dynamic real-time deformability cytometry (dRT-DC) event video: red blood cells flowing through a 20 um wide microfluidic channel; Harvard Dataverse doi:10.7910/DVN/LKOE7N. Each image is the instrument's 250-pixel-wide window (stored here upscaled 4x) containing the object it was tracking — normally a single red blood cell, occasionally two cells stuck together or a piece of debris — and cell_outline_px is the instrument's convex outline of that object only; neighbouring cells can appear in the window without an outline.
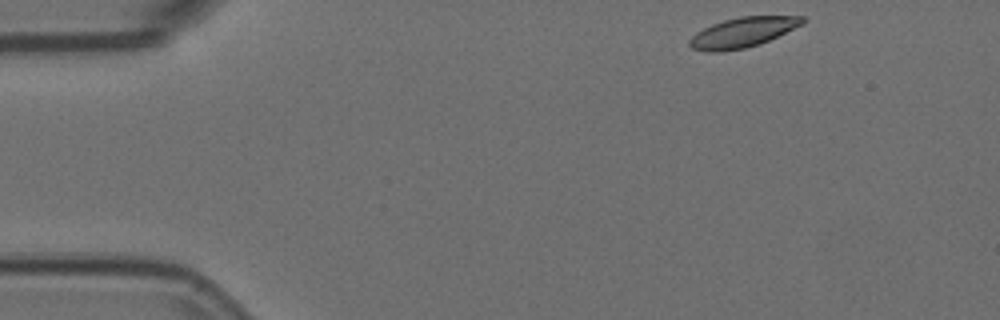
{"species": "Egyptian fruit bat (a non-hibernating species)", "species_latin": "Rousettus aegyptiacus", "temperature_condition": "room temperature", "stored_images_in_passage": 12, "camera_frame_rate_fps": 3000, "um_per_image_px": 0.085, "animal": {"sex": "female"}, "frame": {"image": 1, "passage_image": 1, "time_ms": 0.0, "image_size_px": [1000, 320], "cell_outline_px": [[804, 24], [760, 44], [744, 48], [720, 52], [704, 52], [692, 48], [688, 44], [688, 40], [696, 32], [712, 24], [724, 20], [740, 16], [804, 16]], "centroid_in_image_um": [63.1, 2.76], "position_along_channel_um": 21.9, "area_um2": 19.77}}
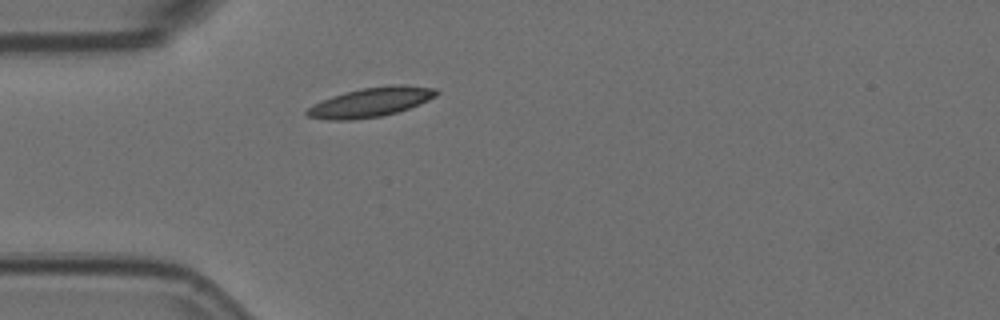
{"frame": {"image": 2, "passage_image": 10, "time_ms": 3.0, "image_size_px": [1000, 320], "cell_outline_px": [[440, 92], [436, 96], [428, 100], [408, 108], [384, 116], [352, 120], [328, 120], [308, 116], [304, 112], [312, 104], [332, 96], [344, 92], [360, 88], [392, 84], [404, 84], [436, 88]], "centroid_in_image_um": [31.52, 8.67], "position_along_channel_um": 53.5, "area_um2": 22.37}}